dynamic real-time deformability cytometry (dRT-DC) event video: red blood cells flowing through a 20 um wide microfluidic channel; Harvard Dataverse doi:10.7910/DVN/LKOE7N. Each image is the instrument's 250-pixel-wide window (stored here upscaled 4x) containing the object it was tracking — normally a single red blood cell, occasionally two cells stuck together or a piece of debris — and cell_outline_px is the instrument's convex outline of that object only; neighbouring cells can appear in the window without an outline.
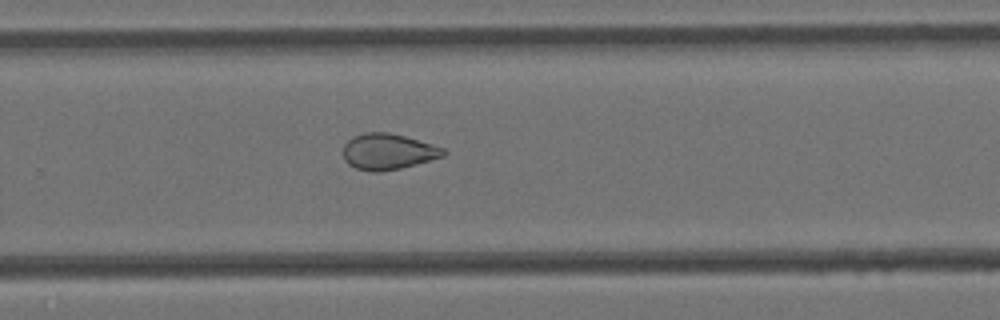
{"species": "Egyptian fruit bat (a non-hibernating species)", "species_latin": "Rousettus aegyptiacus", "temperature_condition": "cold", "stored_images_in_passage": 10, "camera_frame_rate_fps": 3000, "um_per_image_px": 0.085, "animal": {"sex": "female"}, "frame": {"image": 1, "passage_image": 10, "time_ms": 3.0, "image_size_px": [1000, 320], "cell_outline_px": [[448, 152], [444, 156], [400, 168], [380, 172], [372, 172], [356, 168], [348, 164], [344, 160], [344, 144], [352, 136], [364, 132], [388, 132], [404, 136], [444, 148]], "centroid_in_image_um": [32.95, 12.88], "position_along_channel_um": 296.8, "area_um2": 20.92}}